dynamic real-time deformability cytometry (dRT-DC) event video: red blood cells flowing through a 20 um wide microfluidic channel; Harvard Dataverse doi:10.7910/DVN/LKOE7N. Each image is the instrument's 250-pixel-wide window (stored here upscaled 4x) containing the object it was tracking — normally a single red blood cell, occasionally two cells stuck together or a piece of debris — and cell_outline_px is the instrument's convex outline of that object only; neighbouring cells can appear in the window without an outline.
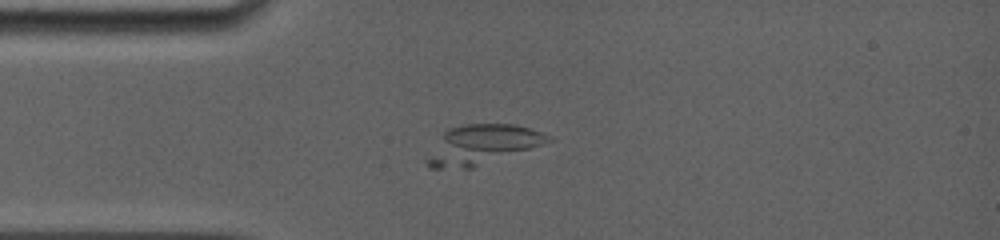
{"species": "common noctule bat (a hibernating species)", "species_latin": "Nyctalus noctula", "temperature_condition": "room temperature", "stored_images_in_passage": 51, "camera_frame_rate_fps": 5000, "um_per_image_px": 0.085, "animal": {"sex": "female", "body_mass_g": 19.0, "forearm_length_mm": 56.7}, "frame": {"image": 1, "passage_image": 19, "time_ms": 4.4, "image_size_px": [1000, 240], "cell_outline_px": [[556, 140], [472, 168], [428, 168], [424, 160], [444, 132], [448, 128], [464, 124], [516, 124], [552, 136]], "centroid_in_image_um": [40.98, 12.3], "position_along_channel_um": 44.0, "area_um2": 27.8}}
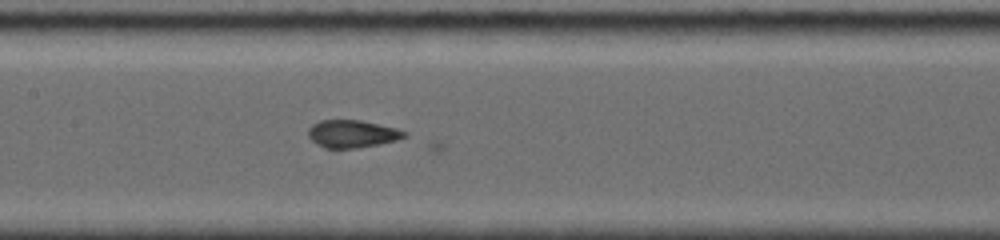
{"frame": {"image": 2, "passage_image": 37, "time_ms": 8.2, "image_size_px": [1000, 240], "cell_outline_px": [[408, 136], [396, 140], [356, 148], [324, 148], [312, 140], [308, 136], [308, 128], [312, 124], [320, 120], [360, 120], [396, 128], [408, 132]], "centroid_in_image_um": [29.93, 11.37], "position_along_channel_um": 177.5, "area_um2": 15.37}}
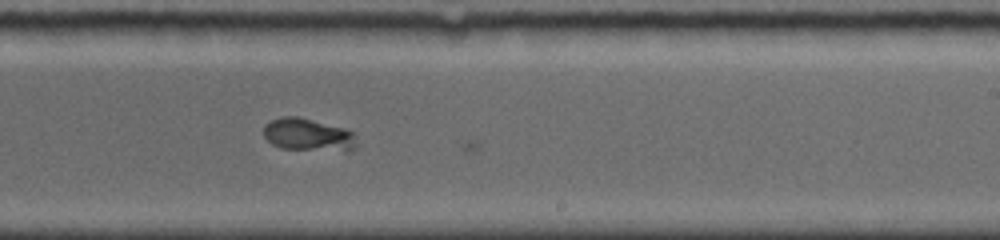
{"frame": {"image": 3, "passage_image": 50, "time_ms": 10.4, "image_size_px": [1000, 240], "cell_outline_px": [[356, 144], [352, 148], [280, 148], [272, 144], [264, 136], [264, 124], [272, 120], [284, 116], [296, 116], [348, 128], [352, 132]], "centroid_in_image_um": [26.1, 11.39], "position_along_channel_um": 262.9, "area_um2": 16.82}}